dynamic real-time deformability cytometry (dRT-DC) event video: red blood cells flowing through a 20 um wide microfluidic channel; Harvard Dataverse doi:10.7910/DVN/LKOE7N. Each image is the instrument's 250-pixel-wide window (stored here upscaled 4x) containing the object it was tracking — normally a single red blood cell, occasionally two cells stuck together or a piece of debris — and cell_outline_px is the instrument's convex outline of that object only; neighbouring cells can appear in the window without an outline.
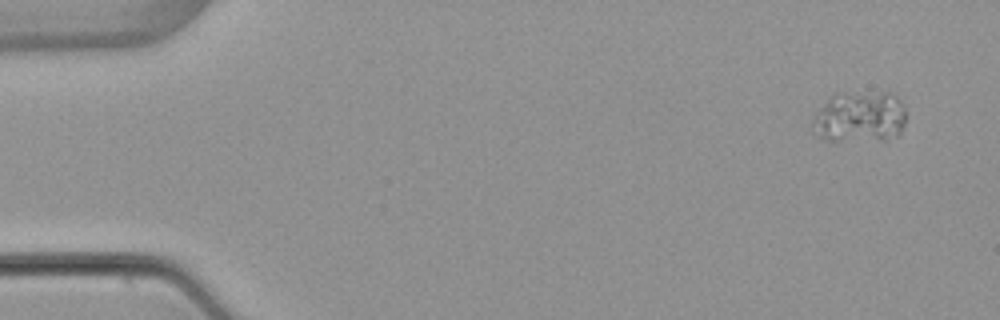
{"species": "common noctule bat (a hibernating species)", "species_latin": "Nyctalus noctula", "temperature_condition": "warm", "stored_images_in_passage": 5, "camera_frame_rate_fps": 3000, "um_per_image_px": 0.085, "animal": {"sex": "female", "body_mass_g": 22.7, "forearm_length_mm": 54.2}, "frame": {"image": 1, "passage_image": 1, "time_ms": 0.0, "image_size_px": [1000, 320], "cell_outline_px": [[904, 124], [900, 136], [884, 140], [824, 140], [812, 132], [812, 116], [832, 92], [892, 92], [904, 104]], "centroid_in_image_um": [73.05, 9.92], "position_along_channel_um": 12.0, "area_um2": 28.78}}
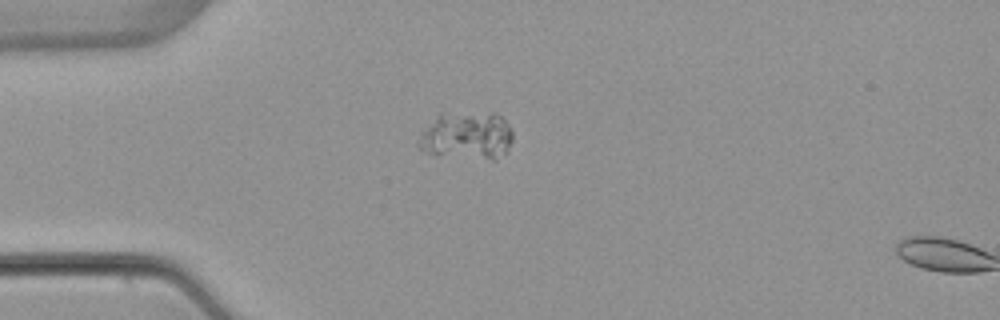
{"frame": {"image": 2, "passage_image": 4, "time_ms": 3.667, "image_size_px": [1000, 320], "cell_outline_px": [[512, 140], [508, 152], [492, 160], [428, 152], [420, 148], [416, 144], [416, 140], [436, 116], [440, 112], [496, 112], [508, 124], [512, 132]], "centroid_in_image_um": [39.72, 11.49], "position_along_channel_um": 45.3, "area_um2": 26.24}}